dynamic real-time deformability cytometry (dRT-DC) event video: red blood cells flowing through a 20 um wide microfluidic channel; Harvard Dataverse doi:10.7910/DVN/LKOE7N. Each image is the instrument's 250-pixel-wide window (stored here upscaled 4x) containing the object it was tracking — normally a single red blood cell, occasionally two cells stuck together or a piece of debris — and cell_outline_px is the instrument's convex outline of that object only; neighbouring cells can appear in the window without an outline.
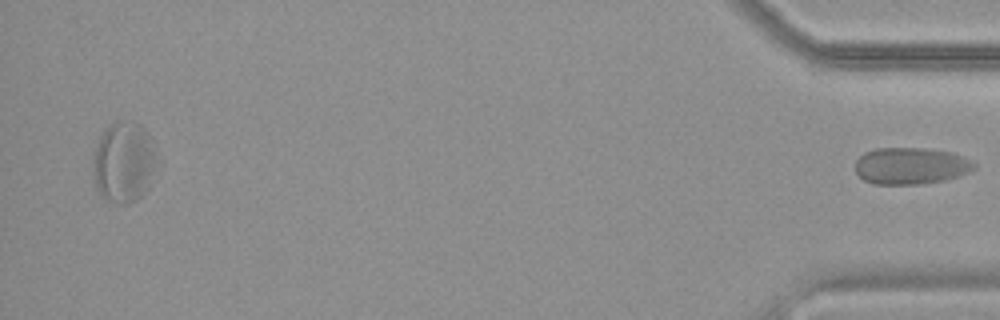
{"species": "common noctule bat (a hibernating species)", "species_latin": "Nyctalus noctula", "temperature_condition": "warm", "stored_images_in_passage": 48, "segment_of_instrument_passage": [2, 2], "camera_frame_rate_fps": 3000, "um_per_image_px": 0.085, "animal": {"sex": "female", "body_mass_g": 19.9}, "frame": {"image": 1, "passage_image": 48, "time_ms": 15.667, "image_size_px": [1000, 320], "cell_outline_px": [[976, 168], [968, 172], [944, 180], [920, 184], [872, 184], [864, 180], [856, 172], [856, 160], [864, 152], [876, 148], [920, 148], [952, 152], [964, 156], [972, 160], [976, 164]], "centroid_in_image_um": [77.42, 14.09], "position_along_channel_um": 357.8, "area_um2": 25.49}}